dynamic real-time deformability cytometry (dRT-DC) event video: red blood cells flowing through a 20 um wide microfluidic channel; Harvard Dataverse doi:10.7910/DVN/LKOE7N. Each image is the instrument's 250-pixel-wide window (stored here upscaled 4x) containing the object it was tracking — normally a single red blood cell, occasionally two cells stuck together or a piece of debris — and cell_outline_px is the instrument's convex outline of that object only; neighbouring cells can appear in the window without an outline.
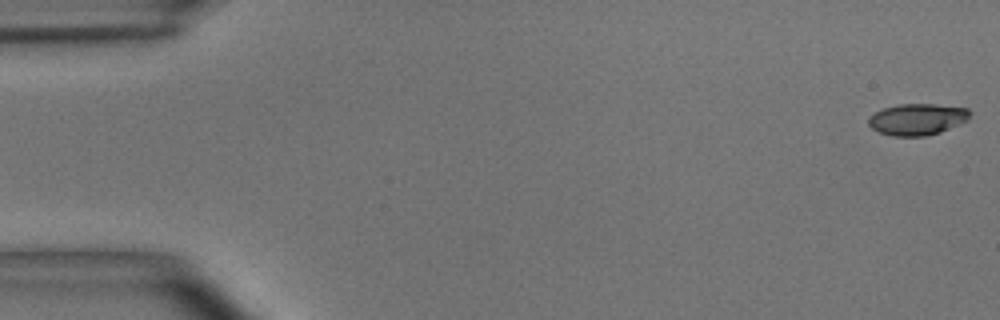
{"species": "common noctule bat (a hibernating species)", "species_latin": "Nyctalus noctula", "temperature_condition": "room temperature", "stored_images_in_passage": 55, "camera_frame_rate_fps": 3000, "um_per_image_px": 0.085, "animal": {"sex": "male", "body_mass_g": 15.6}, "frame": {"image": 1, "passage_image": 1, "time_ms": 0.0, "image_size_px": [1000, 320], "cell_outline_px": [[972, 112], [968, 120], [960, 124], [940, 132], [924, 136], [892, 136], [880, 132], [872, 128], [868, 124], [868, 120], [876, 112], [884, 108], [900, 104], [936, 104], [968, 108]], "centroid_in_image_um": [78.02, 10.14], "position_along_channel_um": 7.0, "area_um2": 18.55}}
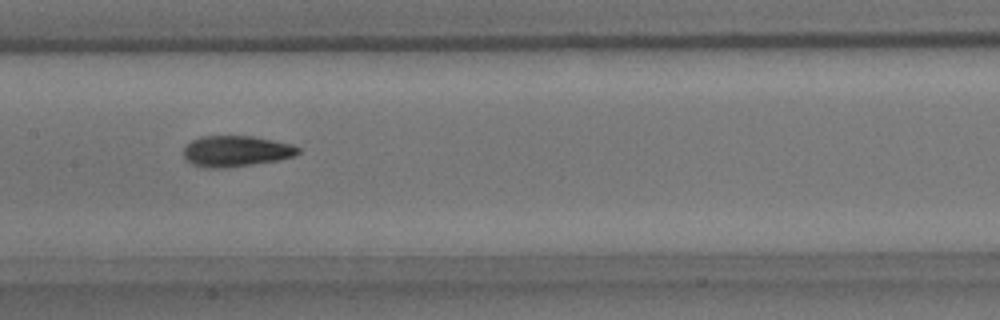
{"frame": {"image": 2, "passage_image": 27, "time_ms": 8.667, "image_size_px": [1000, 320], "cell_outline_px": [[300, 152], [296, 156], [280, 160], [228, 168], [204, 168], [192, 164], [184, 156], [184, 148], [192, 140], [200, 136], [252, 136], [292, 144], [300, 148]], "centroid_in_image_um": [20.09, 12.86], "position_along_channel_um": 187.3, "area_um2": 20.81}}
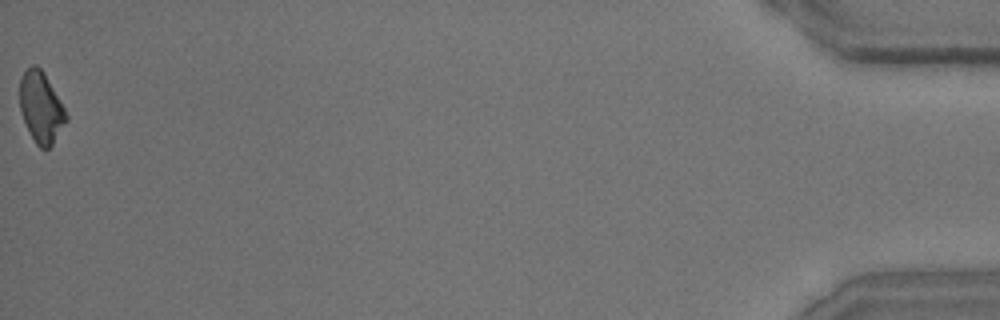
{"frame": {"image": 3, "passage_image": 55, "time_ms": 18.0, "image_size_px": [1000, 320], "cell_outline_px": [[68, 120], [52, 144], [48, 148], [40, 148], [36, 144], [24, 120], [20, 108], [20, 80], [24, 72], [32, 64], [36, 64], [44, 72], [64, 108], [68, 116]], "centroid_in_image_um": [3.49, 9.11], "position_along_channel_um": 431.7, "area_um2": 18.84}, "authors_computed_cell_mechanics": {"area_um2": 19.941, "velocity_mm_per_s": 3.6572, "shape_relaxation_time_tau1_ms": 4.9473, "shape_relaxation_time_tau2_ms": 2.8795, "deformation_change_tau1": 0.1475, "deformation_change_tau2": 0.0927}}